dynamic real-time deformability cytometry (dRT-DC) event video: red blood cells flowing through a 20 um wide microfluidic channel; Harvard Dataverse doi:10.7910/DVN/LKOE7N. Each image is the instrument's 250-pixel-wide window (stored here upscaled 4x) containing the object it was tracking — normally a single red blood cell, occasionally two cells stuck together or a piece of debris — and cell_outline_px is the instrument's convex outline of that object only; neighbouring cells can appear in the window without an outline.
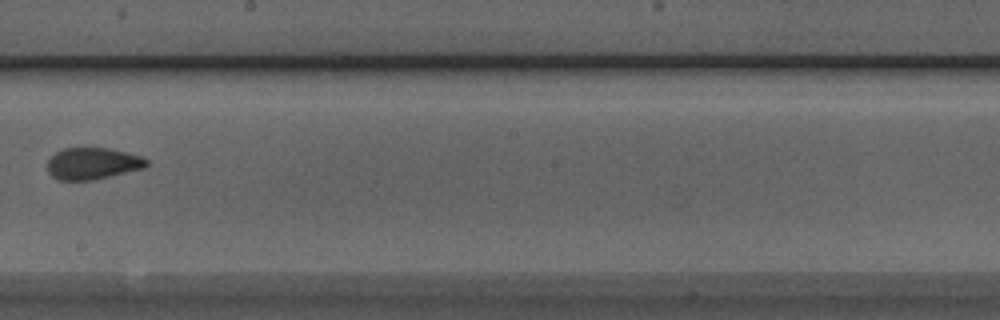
{"species": "Egyptian fruit bat (a non-hibernating species)", "species_latin": "Rousettus aegyptiacus", "temperature_condition": "room temperature", "stored_images_in_passage": 8, "camera_frame_rate_fps": 3000, "um_per_image_px": 0.085, "animal": {"sex": "male"}, "frame": {"image": 1, "passage_image": 8, "time_ms": 2.333, "image_size_px": [1000, 320], "cell_outline_px": [[148, 164], [144, 168], [92, 180], [60, 180], [52, 176], [48, 172], [48, 160], [56, 152], [64, 148], [112, 148], [140, 156], [148, 160]], "centroid_in_image_um": [7.87, 13.89], "position_along_channel_um": 240.3, "area_um2": 18.21}}